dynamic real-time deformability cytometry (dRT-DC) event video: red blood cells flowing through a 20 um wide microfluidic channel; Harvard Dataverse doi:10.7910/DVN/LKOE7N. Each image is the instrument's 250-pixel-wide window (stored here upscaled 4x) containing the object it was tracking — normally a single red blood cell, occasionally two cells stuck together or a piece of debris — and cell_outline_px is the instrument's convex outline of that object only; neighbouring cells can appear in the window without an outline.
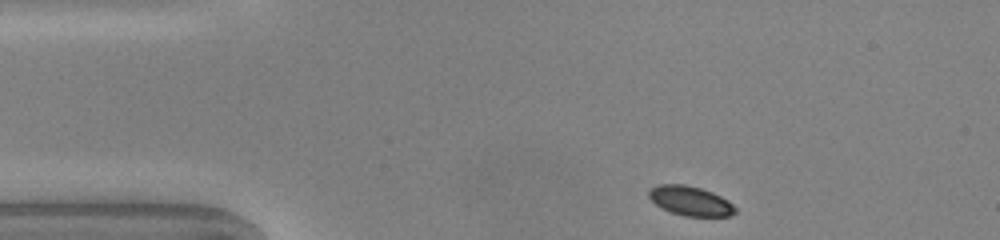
{"species": "common noctule bat (a hibernating species)", "species_latin": "Nyctalus noctula", "temperature_condition": "warm", "stored_images_in_passage": 43, "camera_frame_rate_fps": 3000, "um_per_image_px": 0.085, "animal": {"sex": "male", "body_mass_g": 20.0, "forearm_length_mm": 53.3}, "frame": {"image": 1, "passage_image": 1, "time_ms": 0.0, "image_size_px": [1000, 240], "cell_outline_px": [[736, 212], [732, 216], [684, 216], [672, 212], [656, 204], [648, 196], [648, 192], [652, 188], [660, 184], [684, 184], [700, 188], [712, 192], [728, 200], [736, 208]], "centroid_in_image_um": [58.71, 17.07], "position_along_channel_um": 26.3, "area_um2": 14.68}}
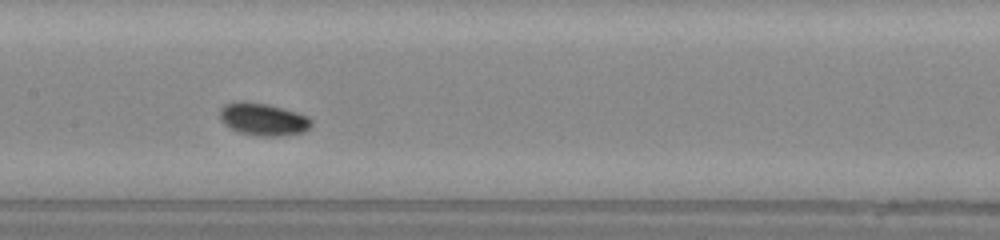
{"frame": {"image": 2, "passage_image": 17, "time_ms": 5.333, "image_size_px": [1000, 240], "cell_outline_px": [[312, 124], [304, 132], [276, 136], [264, 136], [240, 132], [228, 128], [220, 120], [220, 108], [224, 104], [240, 100], [244, 100], [268, 104], [296, 112], [308, 116], [312, 120]], "centroid_in_image_um": [22.33, 10.12], "position_along_channel_um": 185.1, "area_um2": 17.4}}
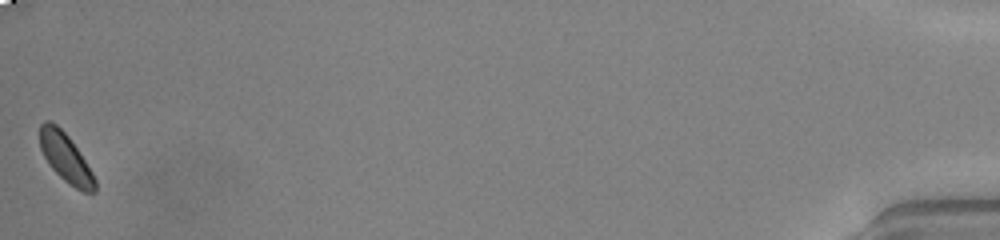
{"frame": {"image": 3, "passage_image": 43, "time_ms": 14.0, "image_size_px": [1000, 240], "cell_outline_px": [[96, 192], [84, 192], [68, 184], [52, 168], [44, 156], [40, 148], [40, 124], [44, 120], [48, 120], [56, 124], [68, 136], [92, 172], [96, 180]], "centroid_in_image_um": [5.57, 13.41], "position_along_channel_um": 429.6, "area_um2": 15.37}, "authors_computed_cell_mechanics": {"area_um2": 15.895, "velocity_mm_per_s": 4.0054, "shape_relaxation_time_tau1_ms": 4.1313, "shape_relaxation_time_tau2_ms": null, "deformation_change_tau1": 0.0875, "deformation_change_tau2": null}}